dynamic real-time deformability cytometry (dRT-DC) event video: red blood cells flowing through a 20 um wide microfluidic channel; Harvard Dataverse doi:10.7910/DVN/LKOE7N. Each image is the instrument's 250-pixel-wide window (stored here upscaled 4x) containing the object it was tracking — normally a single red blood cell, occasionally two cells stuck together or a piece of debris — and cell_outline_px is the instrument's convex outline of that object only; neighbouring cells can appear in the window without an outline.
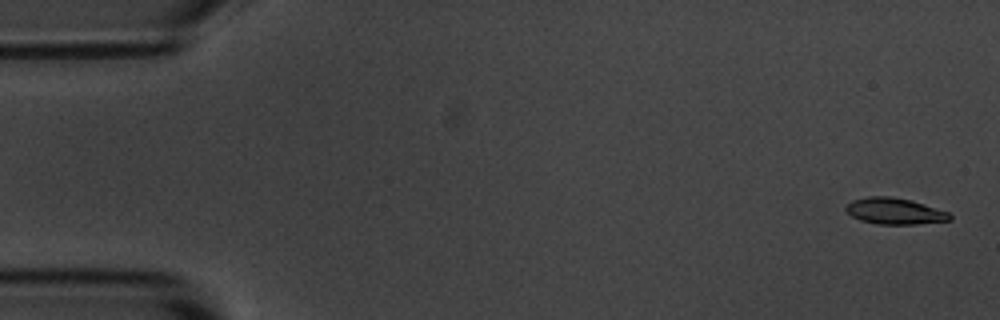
{"species": "common noctule bat (a hibernating species)", "species_latin": "Nyctalus noctula", "temperature_condition": "room temperature", "stored_images_in_passage": 57, "camera_frame_rate_fps": 3000, "um_per_image_px": 0.085, "animal": {"sex": "male", "body_mass_g": 20.1, "forearm_length_mm": 53.5}, "frame": {"image": 1, "passage_image": 2, "time_ms": 0.333, "image_size_px": [1000, 320], "cell_outline_px": [[952, 220], [916, 224], [880, 224], [860, 220], [852, 216], [844, 208], [852, 200], [868, 196], [888, 196], [912, 200], [948, 212], [952, 216]], "centroid_in_image_um": [76.05, 17.94], "position_along_channel_um": 8.9, "area_um2": 15.84}}
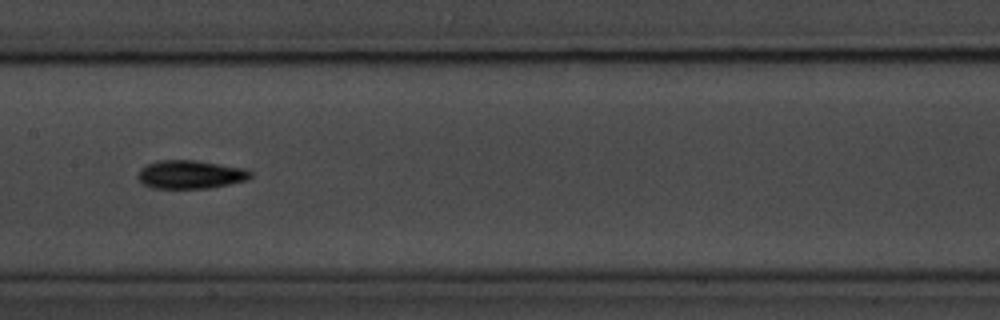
{"frame": {"image": 2, "passage_image": 28, "time_ms": 9.0, "image_size_px": [1000, 320], "cell_outline_px": [[252, 176], [248, 180], [208, 188], [152, 188], [144, 184], [136, 176], [140, 168], [148, 164], [160, 160], [196, 160], [248, 168], [252, 172]], "centroid_in_image_um": [16.22, 14.82], "position_along_channel_um": 191.2, "area_um2": 18.79}}
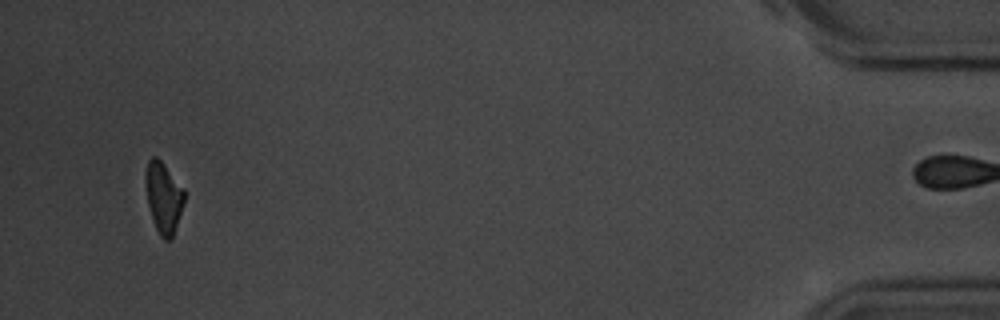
{"frame": {"image": 3, "passage_image": 54, "time_ms": 17.667, "image_size_px": [1000, 320], "cell_outline_px": [[184, 200], [172, 236], [168, 240], [164, 240], [160, 236], [156, 228], [148, 204], [144, 180], [144, 176], [148, 160], [152, 156], [156, 156], [160, 160], [184, 188]], "centroid_in_image_um": [13.87, 16.73], "position_along_channel_um": 421.3, "area_um2": 15.66}, "authors_computed_cell_mechanics": {"area_um2": 16.8776, "velocity_mm_per_s": 3.5826, "shape_relaxation_time_tau1_ms": 3.4784, "shape_relaxation_time_tau2_ms": 9.9474, "deformation_change_tau1": 0.1323, "deformation_change_tau2": 0.1767}}